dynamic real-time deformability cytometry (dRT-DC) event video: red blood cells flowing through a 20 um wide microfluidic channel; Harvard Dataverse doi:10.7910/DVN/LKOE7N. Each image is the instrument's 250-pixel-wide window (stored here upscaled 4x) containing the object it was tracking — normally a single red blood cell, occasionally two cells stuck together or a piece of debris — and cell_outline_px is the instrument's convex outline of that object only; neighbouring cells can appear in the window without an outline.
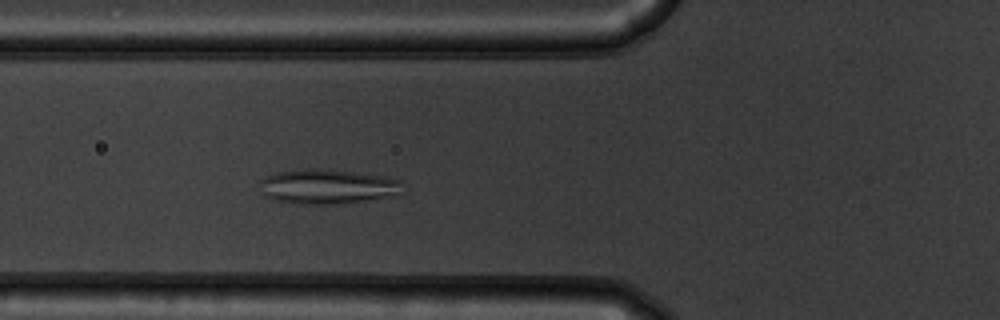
{"species": "common noctule bat (a hibernating species)", "species_latin": "Nyctalus noctula", "temperature_condition": "warm", "stored_images_in_passage": 38, "camera_frame_rate_fps": 3000, "um_per_image_px": 0.085, "animal": {"sex": "male", "body_mass_g": 19.5, "forearm_length_mm": 54.6}, "frame": {"image": 1, "passage_image": 4, "time_ms": 1.0, "image_size_px": [1000, 320], "cell_outline_px": [[400, 196], [332, 204], [292, 204], [276, 200], [264, 196], [260, 192], [260, 180], [268, 176], [280, 172], [308, 168], [320, 168], [352, 172], [380, 176], [400, 180]], "centroid_in_image_um": [27.8, 15.87], "position_along_channel_um": 98.0, "area_um2": 28.78}}
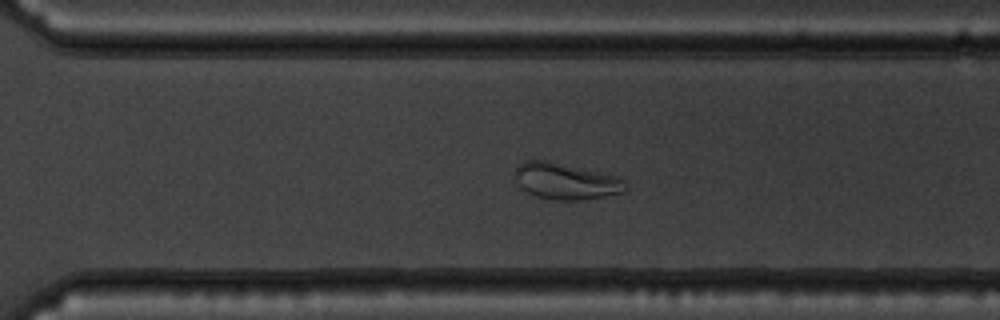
{"frame": {"image": 2, "passage_image": 22, "time_ms": 7.0, "image_size_px": [1000, 320], "cell_outline_px": [[628, 188], [624, 192], [604, 196], [580, 200], [552, 200], [536, 196], [520, 188], [516, 180], [516, 168], [524, 160], [548, 160], [608, 172], [620, 176], [624, 180]], "centroid_in_image_um": [48.15, 15.38], "position_along_channel_um": 322.4, "area_um2": 23.99}}
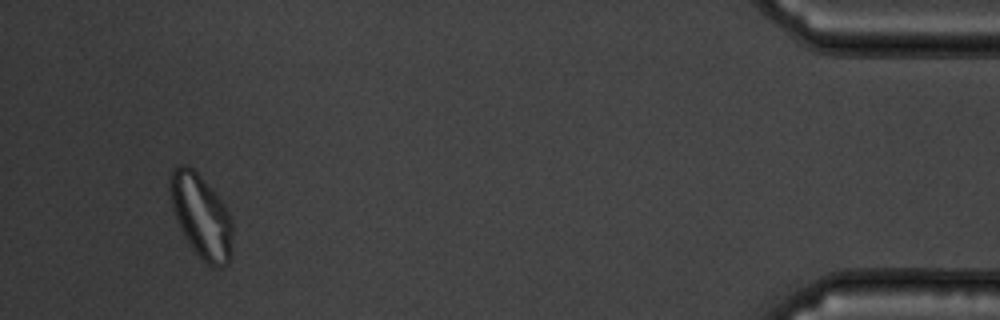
{"frame": {"image": 3, "passage_image": 35, "time_ms": 11.333, "image_size_px": [1000, 320], "cell_outline_px": [[232, 256], [228, 264], [224, 268], [212, 268], [192, 248], [184, 236], [176, 220], [172, 208], [168, 188], [168, 180], [172, 168], [180, 164], [188, 164], [216, 192], [224, 204], [232, 220]], "centroid_in_image_um": [17.1, 18.36], "position_along_channel_um": 418.1, "area_um2": 30.98}}